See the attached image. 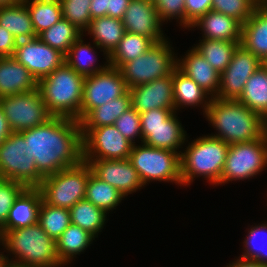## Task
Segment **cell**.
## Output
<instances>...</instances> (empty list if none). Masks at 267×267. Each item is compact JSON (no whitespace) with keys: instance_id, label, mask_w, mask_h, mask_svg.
<instances>
[{"instance_id":"1","label":"cell","mask_w":267,"mask_h":267,"mask_svg":"<svg viewBox=\"0 0 267 267\" xmlns=\"http://www.w3.org/2000/svg\"><path fill=\"white\" fill-rule=\"evenodd\" d=\"M34 157L38 172L46 177L83 161L80 122L52 117L46 123L19 132Z\"/></svg>"},{"instance_id":"2","label":"cell","mask_w":267,"mask_h":267,"mask_svg":"<svg viewBox=\"0 0 267 267\" xmlns=\"http://www.w3.org/2000/svg\"><path fill=\"white\" fill-rule=\"evenodd\" d=\"M204 117L216 130L208 135L228 144L255 141L267 133V121L239 100L211 98Z\"/></svg>"},{"instance_id":"3","label":"cell","mask_w":267,"mask_h":267,"mask_svg":"<svg viewBox=\"0 0 267 267\" xmlns=\"http://www.w3.org/2000/svg\"><path fill=\"white\" fill-rule=\"evenodd\" d=\"M0 238L7 253L5 260L31 267H64L57 254L56 240L38 223L8 230Z\"/></svg>"},{"instance_id":"4","label":"cell","mask_w":267,"mask_h":267,"mask_svg":"<svg viewBox=\"0 0 267 267\" xmlns=\"http://www.w3.org/2000/svg\"><path fill=\"white\" fill-rule=\"evenodd\" d=\"M191 142V143H190ZM230 144L210 135L189 141L180 154L183 187L202 177L210 185H220Z\"/></svg>"},{"instance_id":"5","label":"cell","mask_w":267,"mask_h":267,"mask_svg":"<svg viewBox=\"0 0 267 267\" xmlns=\"http://www.w3.org/2000/svg\"><path fill=\"white\" fill-rule=\"evenodd\" d=\"M84 79V76L64 63L38 81L43 102L53 117L81 121Z\"/></svg>"},{"instance_id":"6","label":"cell","mask_w":267,"mask_h":267,"mask_svg":"<svg viewBox=\"0 0 267 267\" xmlns=\"http://www.w3.org/2000/svg\"><path fill=\"white\" fill-rule=\"evenodd\" d=\"M180 154L168 149L144 144H133L129 160L137 170L144 186L152 181L175 183L183 186L181 180Z\"/></svg>"},{"instance_id":"7","label":"cell","mask_w":267,"mask_h":267,"mask_svg":"<svg viewBox=\"0 0 267 267\" xmlns=\"http://www.w3.org/2000/svg\"><path fill=\"white\" fill-rule=\"evenodd\" d=\"M168 39L154 43L144 54L119 69L128 89L173 73L178 56Z\"/></svg>"},{"instance_id":"8","label":"cell","mask_w":267,"mask_h":267,"mask_svg":"<svg viewBox=\"0 0 267 267\" xmlns=\"http://www.w3.org/2000/svg\"><path fill=\"white\" fill-rule=\"evenodd\" d=\"M89 176L90 166L83 160L73 167L44 177L37 188L46 204L70 209L78 201L85 199Z\"/></svg>"},{"instance_id":"9","label":"cell","mask_w":267,"mask_h":267,"mask_svg":"<svg viewBox=\"0 0 267 267\" xmlns=\"http://www.w3.org/2000/svg\"><path fill=\"white\" fill-rule=\"evenodd\" d=\"M177 115L175 110L169 109H152L140 113L142 142L181 153L189 137Z\"/></svg>"},{"instance_id":"10","label":"cell","mask_w":267,"mask_h":267,"mask_svg":"<svg viewBox=\"0 0 267 267\" xmlns=\"http://www.w3.org/2000/svg\"><path fill=\"white\" fill-rule=\"evenodd\" d=\"M0 178L20 182L27 188H37L43 181L29 144L19 132H12L0 145Z\"/></svg>"},{"instance_id":"11","label":"cell","mask_w":267,"mask_h":267,"mask_svg":"<svg viewBox=\"0 0 267 267\" xmlns=\"http://www.w3.org/2000/svg\"><path fill=\"white\" fill-rule=\"evenodd\" d=\"M267 167V133L251 142L230 144L220 186L254 178Z\"/></svg>"},{"instance_id":"12","label":"cell","mask_w":267,"mask_h":267,"mask_svg":"<svg viewBox=\"0 0 267 267\" xmlns=\"http://www.w3.org/2000/svg\"><path fill=\"white\" fill-rule=\"evenodd\" d=\"M0 107L13 132L34 128L53 117L48 112L38 88L34 91L1 97Z\"/></svg>"},{"instance_id":"13","label":"cell","mask_w":267,"mask_h":267,"mask_svg":"<svg viewBox=\"0 0 267 267\" xmlns=\"http://www.w3.org/2000/svg\"><path fill=\"white\" fill-rule=\"evenodd\" d=\"M83 160L129 159L133 143L126 139L114 125L81 129Z\"/></svg>"},{"instance_id":"14","label":"cell","mask_w":267,"mask_h":267,"mask_svg":"<svg viewBox=\"0 0 267 267\" xmlns=\"http://www.w3.org/2000/svg\"><path fill=\"white\" fill-rule=\"evenodd\" d=\"M129 89L118 68L105 70L85 77L81 103V120L94 108L123 96Z\"/></svg>"},{"instance_id":"15","label":"cell","mask_w":267,"mask_h":267,"mask_svg":"<svg viewBox=\"0 0 267 267\" xmlns=\"http://www.w3.org/2000/svg\"><path fill=\"white\" fill-rule=\"evenodd\" d=\"M262 66V61L239 45L227 68L220 74L216 98L238 100L248 79Z\"/></svg>"},{"instance_id":"16","label":"cell","mask_w":267,"mask_h":267,"mask_svg":"<svg viewBox=\"0 0 267 267\" xmlns=\"http://www.w3.org/2000/svg\"><path fill=\"white\" fill-rule=\"evenodd\" d=\"M13 57L39 81L65 63V55L38 37L17 42Z\"/></svg>"},{"instance_id":"17","label":"cell","mask_w":267,"mask_h":267,"mask_svg":"<svg viewBox=\"0 0 267 267\" xmlns=\"http://www.w3.org/2000/svg\"><path fill=\"white\" fill-rule=\"evenodd\" d=\"M84 161L96 177L116 188L124 197L145 187L129 159Z\"/></svg>"},{"instance_id":"18","label":"cell","mask_w":267,"mask_h":267,"mask_svg":"<svg viewBox=\"0 0 267 267\" xmlns=\"http://www.w3.org/2000/svg\"><path fill=\"white\" fill-rule=\"evenodd\" d=\"M122 21L125 32L146 36L154 43L167 39L162 29L165 23L160 20L152 0H131Z\"/></svg>"},{"instance_id":"19","label":"cell","mask_w":267,"mask_h":267,"mask_svg":"<svg viewBox=\"0 0 267 267\" xmlns=\"http://www.w3.org/2000/svg\"><path fill=\"white\" fill-rule=\"evenodd\" d=\"M131 104L139 113L152 109L175 110L173 73L129 89Z\"/></svg>"},{"instance_id":"20","label":"cell","mask_w":267,"mask_h":267,"mask_svg":"<svg viewBox=\"0 0 267 267\" xmlns=\"http://www.w3.org/2000/svg\"><path fill=\"white\" fill-rule=\"evenodd\" d=\"M184 56L177 58V68L194 80L212 98L218 94L220 73L193 46Z\"/></svg>"},{"instance_id":"21","label":"cell","mask_w":267,"mask_h":267,"mask_svg":"<svg viewBox=\"0 0 267 267\" xmlns=\"http://www.w3.org/2000/svg\"><path fill=\"white\" fill-rule=\"evenodd\" d=\"M38 81L13 56L0 57V98L34 91Z\"/></svg>"},{"instance_id":"22","label":"cell","mask_w":267,"mask_h":267,"mask_svg":"<svg viewBox=\"0 0 267 267\" xmlns=\"http://www.w3.org/2000/svg\"><path fill=\"white\" fill-rule=\"evenodd\" d=\"M42 194L38 188H26L14 201L6 223L0 228V237L8 230L38 223Z\"/></svg>"},{"instance_id":"23","label":"cell","mask_w":267,"mask_h":267,"mask_svg":"<svg viewBox=\"0 0 267 267\" xmlns=\"http://www.w3.org/2000/svg\"><path fill=\"white\" fill-rule=\"evenodd\" d=\"M200 29L202 38L223 41H241L242 25L235 19L210 10L193 22L188 30Z\"/></svg>"},{"instance_id":"24","label":"cell","mask_w":267,"mask_h":267,"mask_svg":"<svg viewBox=\"0 0 267 267\" xmlns=\"http://www.w3.org/2000/svg\"><path fill=\"white\" fill-rule=\"evenodd\" d=\"M86 35L87 34H82L70 46L67 54L65 55V63L78 74L84 77H88L96 74L97 72H101L109 66V59H106L103 62L104 64L102 65L97 62L99 60L97 58L98 54L95 50L100 49L101 51V48L98 47L94 42L85 43L83 37H85Z\"/></svg>"},{"instance_id":"25","label":"cell","mask_w":267,"mask_h":267,"mask_svg":"<svg viewBox=\"0 0 267 267\" xmlns=\"http://www.w3.org/2000/svg\"><path fill=\"white\" fill-rule=\"evenodd\" d=\"M173 91L176 112L184 107H202L205 115L212 97L178 68L173 71Z\"/></svg>"},{"instance_id":"26","label":"cell","mask_w":267,"mask_h":267,"mask_svg":"<svg viewBox=\"0 0 267 267\" xmlns=\"http://www.w3.org/2000/svg\"><path fill=\"white\" fill-rule=\"evenodd\" d=\"M86 31L92 36V42L101 48L103 57L109 59L123 38L125 28L121 19L105 16L92 19Z\"/></svg>"},{"instance_id":"27","label":"cell","mask_w":267,"mask_h":267,"mask_svg":"<svg viewBox=\"0 0 267 267\" xmlns=\"http://www.w3.org/2000/svg\"><path fill=\"white\" fill-rule=\"evenodd\" d=\"M0 26L18 41L37 38L30 13L23 1L10 6H0Z\"/></svg>"},{"instance_id":"28","label":"cell","mask_w":267,"mask_h":267,"mask_svg":"<svg viewBox=\"0 0 267 267\" xmlns=\"http://www.w3.org/2000/svg\"><path fill=\"white\" fill-rule=\"evenodd\" d=\"M240 45L261 61L267 58V17L258 9L242 24Z\"/></svg>"},{"instance_id":"29","label":"cell","mask_w":267,"mask_h":267,"mask_svg":"<svg viewBox=\"0 0 267 267\" xmlns=\"http://www.w3.org/2000/svg\"><path fill=\"white\" fill-rule=\"evenodd\" d=\"M95 237L79 226L70 224L56 239L57 254L60 262L67 266L75 260L77 255L80 256L82 252L94 242ZM75 257V258H74Z\"/></svg>"},{"instance_id":"30","label":"cell","mask_w":267,"mask_h":267,"mask_svg":"<svg viewBox=\"0 0 267 267\" xmlns=\"http://www.w3.org/2000/svg\"><path fill=\"white\" fill-rule=\"evenodd\" d=\"M131 106V94L128 90L123 96L92 109L80 121V127L81 129H92L114 125L115 121Z\"/></svg>"},{"instance_id":"31","label":"cell","mask_w":267,"mask_h":267,"mask_svg":"<svg viewBox=\"0 0 267 267\" xmlns=\"http://www.w3.org/2000/svg\"><path fill=\"white\" fill-rule=\"evenodd\" d=\"M238 100L267 121V70L263 65L248 79Z\"/></svg>"},{"instance_id":"32","label":"cell","mask_w":267,"mask_h":267,"mask_svg":"<svg viewBox=\"0 0 267 267\" xmlns=\"http://www.w3.org/2000/svg\"><path fill=\"white\" fill-rule=\"evenodd\" d=\"M69 211L71 224L79 226L95 238H98L108 219V213L86 199L78 201Z\"/></svg>"},{"instance_id":"33","label":"cell","mask_w":267,"mask_h":267,"mask_svg":"<svg viewBox=\"0 0 267 267\" xmlns=\"http://www.w3.org/2000/svg\"><path fill=\"white\" fill-rule=\"evenodd\" d=\"M200 41V42H199ZM194 48L220 74L227 68L241 41L200 39Z\"/></svg>"},{"instance_id":"34","label":"cell","mask_w":267,"mask_h":267,"mask_svg":"<svg viewBox=\"0 0 267 267\" xmlns=\"http://www.w3.org/2000/svg\"><path fill=\"white\" fill-rule=\"evenodd\" d=\"M153 44L146 36L125 32L119 45L109 56V66L120 69L125 63L144 54Z\"/></svg>"},{"instance_id":"35","label":"cell","mask_w":267,"mask_h":267,"mask_svg":"<svg viewBox=\"0 0 267 267\" xmlns=\"http://www.w3.org/2000/svg\"><path fill=\"white\" fill-rule=\"evenodd\" d=\"M85 199L109 214V212L116 209L125 197L109 183L96 177L90 168Z\"/></svg>"},{"instance_id":"36","label":"cell","mask_w":267,"mask_h":267,"mask_svg":"<svg viewBox=\"0 0 267 267\" xmlns=\"http://www.w3.org/2000/svg\"><path fill=\"white\" fill-rule=\"evenodd\" d=\"M31 16L33 29L38 36L62 18L59 0H22Z\"/></svg>"},{"instance_id":"37","label":"cell","mask_w":267,"mask_h":267,"mask_svg":"<svg viewBox=\"0 0 267 267\" xmlns=\"http://www.w3.org/2000/svg\"><path fill=\"white\" fill-rule=\"evenodd\" d=\"M82 34L84 33L75 25L71 24L64 18H61L57 23L52 25L49 29L41 32L37 37L53 49L66 55L70 46Z\"/></svg>"},{"instance_id":"38","label":"cell","mask_w":267,"mask_h":267,"mask_svg":"<svg viewBox=\"0 0 267 267\" xmlns=\"http://www.w3.org/2000/svg\"><path fill=\"white\" fill-rule=\"evenodd\" d=\"M247 229L242 245L243 252L239 257L267 265V221Z\"/></svg>"},{"instance_id":"39","label":"cell","mask_w":267,"mask_h":267,"mask_svg":"<svg viewBox=\"0 0 267 267\" xmlns=\"http://www.w3.org/2000/svg\"><path fill=\"white\" fill-rule=\"evenodd\" d=\"M38 224L54 240L71 224L70 211L67 208L54 207L43 200L38 213Z\"/></svg>"},{"instance_id":"40","label":"cell","mask_w":267,"mask_h":267,"mask_svg":"<svg viewBox=\"0 0 267 267\" xmlns=\"http://www.w3.org/2000/svg\"><path fill=\"white\" fill-rule=\"evenodd\" d=\"M62 9V18L75 25L86 34L91 23V0H59Z\"/></svg>"},{"instance_id":"41","label":"cell","mask_w":267,"mask_h":267,"mask_svg":"<svg viewBox=\"0 0 267 267\" xmlns=\"http://www.w3.org/2000/svg\"><path fill=\"white\" fill-rule=\"evenodd\" d=\"M257 9L252 0H212L211 10L223 13L241 25L244 24Z\"/></svg>"},{"instance_id":"42","label":"cell","mask_w":267,"mask_h":267,"mask_svg":"<svg viewBox=\"0 0 267 267\" xmlns=\"http://www.w3.org/2000/svg\"><path fill=\"white\" fill-rule=\"evenodd\" d=\"M114 126L133 144L142 142L140 113L132 106L115 121Z\"/></svg>"},{"instance_id":"43","label":"cell","mask_w":267,"mask_h":267,"mask_svg":"<svg viewBox=\"0 0 267 267\" xmlns=\"http://www.w3.org/2000/svg\"><path fill=\"white\" fill-rule=\"evenodd\" d=\"M26 188L20 182L0 178V228L6 223L14 201Z\"/></svg>"},{"instance_id":"44","label":"cell","mask_w":267,"mask_h":267,"mask_svg":"<svg viewBox=\"0 0 267 267\" xmlns=\"http://www.w3.org/2000/svg\"><path fill=\"white\" fill-rule=\"evenodd\" d=\"M154 4L163 23L175 19L180 28H185V0H154Z\"/></svg>"},{"instance_id":"45","label":"cell","mask_w":267,"mask_h":267,"mask_svg":"<svg viewBox=\"0 0 267 267\" xmlns=\"http://www.w3.org/2000/svg\"><path fill=\"white\" fill-rule=\"evenodd\" d=\"M212 0H185V29L211 10Z\"/></svg>"},{"instance_id":"46","label":"cell","mask_w":267,"mask_h":267,"mask_svg":"<svg viewBox=\"0 0 267 267\" xmlns=\"http://www.w3.org/2000/svg\"><path fill=\"white\" fill-rule=\"evenodd\" d=\"M18 40L0 26V57L13 56Z\"/></svg>"},{"instance_id":"47","label":"cell","mask_w":267,"mask_h":267,"mask_svg":"<svg viewBox=\"0 0 267 267\" xmlns=\"http://www.w3.org/2000/svg\"><path fill=\"white\" fill-rule=\"evenodd\" d=\"M131 0H109L108 17L123 19Z\"/></svg>"},{"instance_id":"48","label":"cell","mask_w":267,"mask_h":267,"mask_svg":"<svg viewBox=\"0 0 267 267\" xmlns=\"http://www.w3.org/2000/svg\"><path fill=\"white\" fill-rule=\"evenodd\" d=\"M109 0H91V19L108 16Z\"/></svg>"},{"instance_id":"49","label":"cell","mask_w":267,"mask_h":267,"mask_svg":"<svg viewBox=\"0 0 267 267\" xmlns=\"http://www.w3.org/2000/svg\"><path fill=\"white\" fill-rule=\"evenodd\" d=\"M12 132L13 131L8 124V120L0 107V145Z\"/></svg>"},{"instance_id":"50","label":"cell","mask_w":267,"mask_h":267,"mask_svg":"<svg viewBox=\"0 0 267 267\" xmlns=\"http://www.w3.org/2000/svg\"><path fill=\"white\" fill-rule=\"evenodd\" d=\"M234 260L236 261H232L224 267H267V265L260 264L259 262L253 260H245L240 257Z\"/></svg>"},{"instance_id":"51","label":"cell","mask_w":267,"mask_h":267,"mask_svg":"<svg viewBox=\"0 0 267 267\" xmlns=\"http://www.w3.org/2000/svg\"><path fill=\"white\" fill-rule=\"evenodd\" d=\"M257 9L267 17V0H260L257 4Z\"/></svg>"},{"instance_id":"52","label":"cell","mask_w":267,"mask_h":267,"mask_svg":"<svg viewBox=\"0 0 267 267\" xmlns=\"http://www.w3.org/2000/svg\"><path fill=\"white\" fill-rule=\"evenodd\" d=\"M0 267H31V266L5 260Z\"/></svg>"},{"instance_id":"53","label":"cell","mask_w":267,"mask_h":267,"mask_svg":"<svg viewBox=\"0 0 267 267\" xmlns=\"http://www.w3.org/2000/svg\"><path fill=\"white\" fill-rule=\"evenodd\" d=\"M22 0H0V6H10L13 4H17Z\"/></svg>"},{"instance_id":"54","label":"cell","mask_w":267,"mask_h":267,"mask_svg":"<svg viewBox=\"0 0 267 267\" xmlns=\"http://www.w3.org/2000/svg\"><path fill=\"white\" fill-rule=\"evenodd\" d=\"M2 246V241L0 238V247ZM1 251V250H0ZM5 261V256H4V252H0V266L2 265V263Z\"/></svg>"},{"instance_id":"55","label":"cell","mask_w":267,"mask_h":267,"mask_svg":"<svg viewBox=\"0 0 267 267\" xmlns=\"http://www.w3.org/2000/svg\"><path fill=\"white\" fill-rule=\"evenodd\" d=\"M262 65L265 67V69L267 70V58L262 61Z\"/></svg>"}]
</instances>
